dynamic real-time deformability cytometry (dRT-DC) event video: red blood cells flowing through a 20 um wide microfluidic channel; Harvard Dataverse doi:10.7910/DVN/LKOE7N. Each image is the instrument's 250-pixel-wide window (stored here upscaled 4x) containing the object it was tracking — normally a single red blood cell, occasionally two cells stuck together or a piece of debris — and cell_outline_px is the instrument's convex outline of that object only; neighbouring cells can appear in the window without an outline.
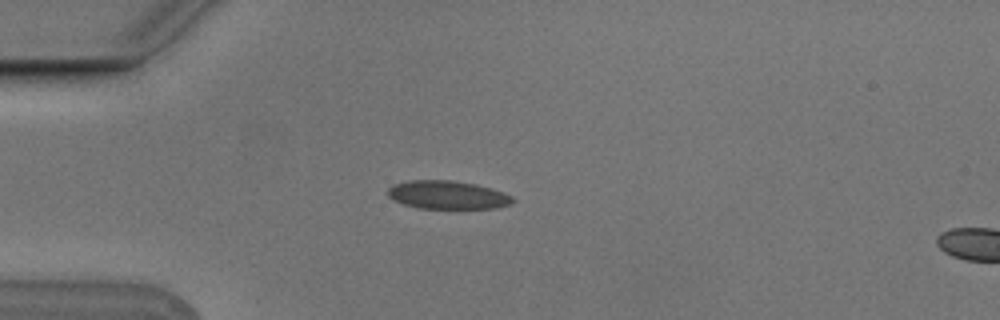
{"species": "Egyptian fruit bat (a non-hibernating species)", "species_latin": "Rousettus aegyptiacus", "temperature_condition": "cold", "stored_images_in_passage": 4, "camera_frame_rate_fps": 3000, "um_per_image_px": 0.085, "animal": {"sex": "male"}, "frame": {"image": 1, "passage_image": 3, "time_ms": 0.667, "image_size_px": [1000, 320], "cell_outline_px": [[516, 200], [508, 204], [496, 208], [416, 208], [404, 204], [388, 196], [388, 188], [392, 184], [408, 180], [452, 180], [476, 184], [504, 192], [512, 196]], "centroid_in_image_um": [38.03, 16.56], "position_along_channel_um": 47.0, "area_um2": 20.58}}